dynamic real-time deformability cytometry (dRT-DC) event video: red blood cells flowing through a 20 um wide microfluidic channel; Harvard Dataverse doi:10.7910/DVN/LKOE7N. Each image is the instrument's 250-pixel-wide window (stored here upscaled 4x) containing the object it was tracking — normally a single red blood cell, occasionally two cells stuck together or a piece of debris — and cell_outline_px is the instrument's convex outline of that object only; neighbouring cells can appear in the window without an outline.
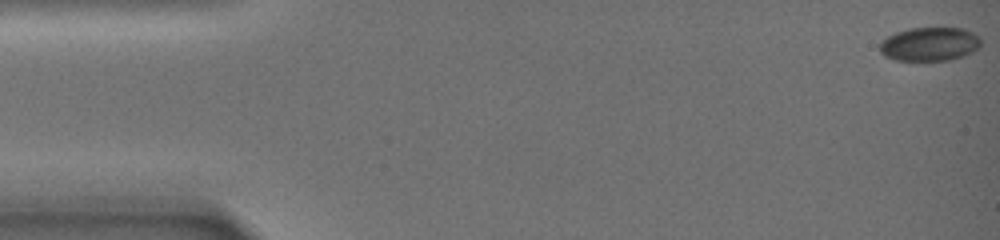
{"species": "common noctule bat (a hibernating species)", "species_latin": "Nyctalus noctula", "temperature_condition": "warm", "stored_images_in_passage": 28, "camera_frame_rate_fps": 3000, "um_per_image_px": 0.085, "animal": {"sex": "female", "body_mass_g": 19.0, "forearm_length_mm": 51.5}, "frame": {"image": 1, "passage_image": 1, "time_ms": 0.0, "image_size_px": [1000, 240], "cell_outline_px": [[980, 44], [972, 52], [964, 56], [948, 60], [896, 60], [884, 56], [880, 52], [880, 40], [896, 32], [912, 28], [964, 28], [980, 36]], "centroid_in_image_um": [79.01, 3.74], "position_along_channel_um": 6.0, "area_um2": 19.88}}
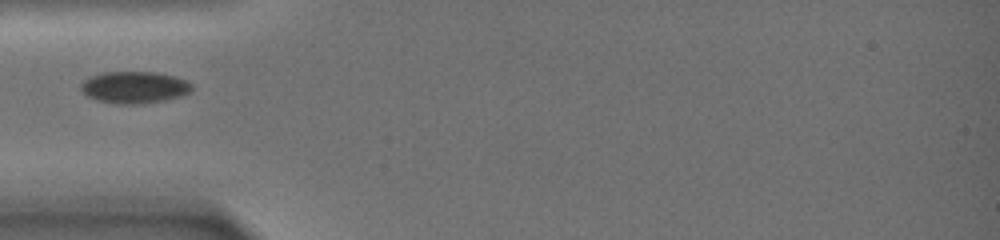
{"frame": {"image": 2, "passage_image": 20, "time_ms": 8.333, "image_size_px": [1000, 240], "cell_outline_px": [[192, 88], [188, 92], [180, 96], [164, 100], [136, 104], [120, 104], [96, 100], [88, 96], [80, 88], [80, 84], [84, 80], [92, 76], [104, 72], [156, 72], [188, 80], [192, 84]], "centroid_in_image_um": [11.42, 7.42], "position_along_channel_um": 73.6, "area_um2": 20.4}}
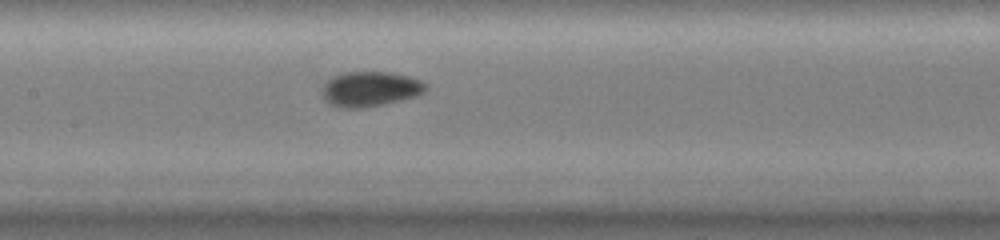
{"frame": {"image": 3, "passage_image": 28, "time_ms": 12.333, "image_size_px": [1000, 240], "cell_outline_px": [[428, 88], [424, 92], [416, 96], [384, 104], [364, 108], [340, 108], [328, 104], [324, 100], [320, 88], [332, 76], [348, 72], [388, 72], [408, 76], [420, 80], [428, 84]], "centroid_in_image_um": [31.44, 7.58], "position_along_channel_um": 176.0, "area_um2": 21.39}}